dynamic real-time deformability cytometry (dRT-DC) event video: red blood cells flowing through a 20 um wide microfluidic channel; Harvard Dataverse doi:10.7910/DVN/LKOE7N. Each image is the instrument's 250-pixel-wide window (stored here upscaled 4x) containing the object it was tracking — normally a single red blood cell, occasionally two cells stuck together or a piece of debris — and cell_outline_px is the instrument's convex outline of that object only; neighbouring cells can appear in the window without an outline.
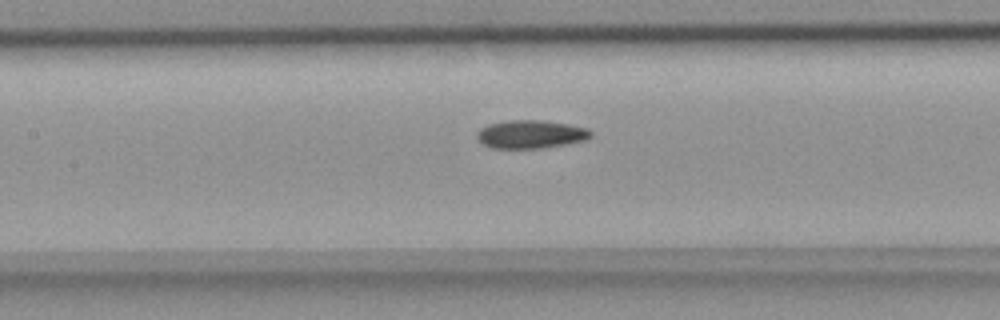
{"species": "common noctule bat (a hibernating species)", "species_latin": "Nyctalus noctula", "temperature_condition": "room temperature", "stored_images_in_passage": 30, "camera_frame_rate_fps": 3000, "um_per_image_px": 0.085, "animal": {"sex": "female", "body_mass_g": 18.4}, "frame": {"image": 1, "passage_image": 12, "time_ms": 3.667, "image_size_px": [1000, 320], "cell_outline_px": [[592, 136], [584, 140], [544, 148], [492, 148], [484, 144], [476, 136], [480, 128], [488, 124], [512, 120], [544, 120], [568, 124], [588, 128], [592, 132]], "centroid_in_image_um": [45.13, 11.4], "position_along_channel_um": 162.3, "area_um2": 18.61}}
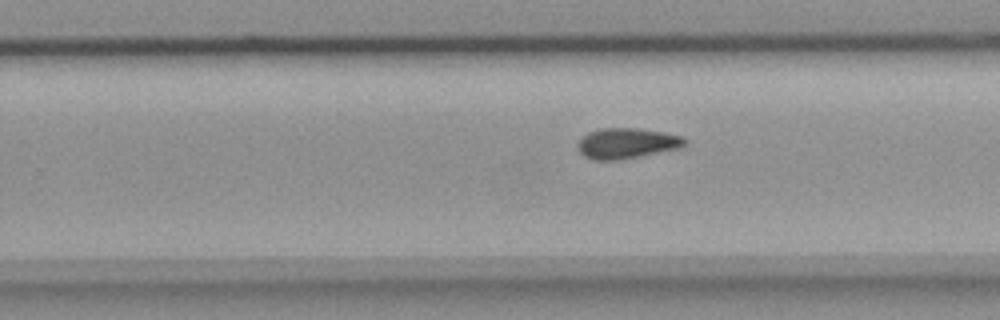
{"frame": {"image": 2, "passage_image": 21, "time_ms": 6.667, "image_size_px": [1000, 320], "cell_outline_px": [[688, 144], [680, 148], [620, 160], [592, 160], [584, 156], [580, 152], [580, 140], [588, 132], [600, 128], [636, 128], [664, 132], [684, 136], [688, 140]], "centroid_in_image_um": [53.35, 12.18], "position_along_channel_um": 276.5, "area_um2": 19.07}}
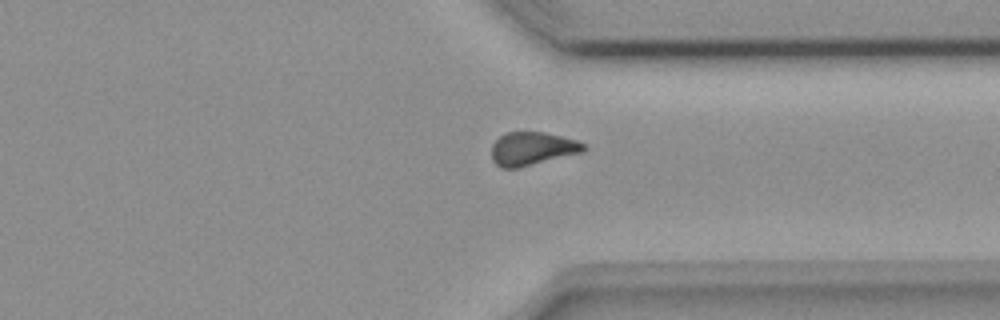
{"frame": {"image": 3, "passage_image": 28, "time_ms": 9.0, "image_size_px": [1000, 320], "cell_outline_px": [[588, 148], [584, 152], [520, 168], [500, 168], [492, 160], [492, 144], [500, 136], [508, 132], [544, 132], [576, 140], [584, 144]], "centroid_in_image_um": [45.25, 12.65], "position_along_channel_um": 366.1, "area_um2": 18.03}}